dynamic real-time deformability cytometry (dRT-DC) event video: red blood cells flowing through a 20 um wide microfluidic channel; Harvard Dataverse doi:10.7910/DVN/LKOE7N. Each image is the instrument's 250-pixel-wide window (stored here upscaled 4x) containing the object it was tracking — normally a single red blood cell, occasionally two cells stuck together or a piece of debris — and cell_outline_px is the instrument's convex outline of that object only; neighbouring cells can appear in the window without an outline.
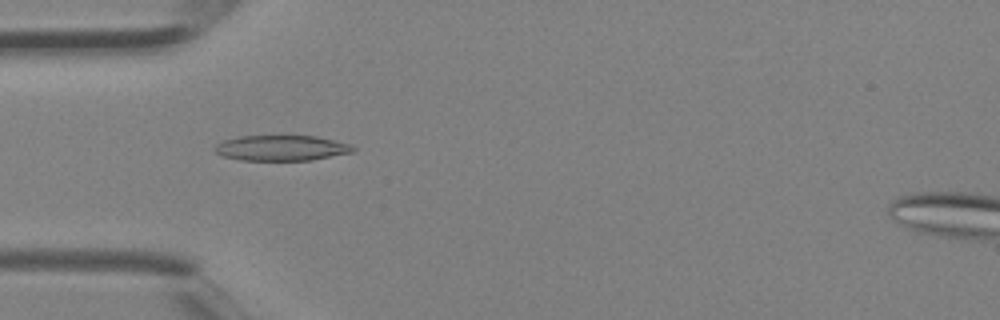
{"species": "Egyptian fruit bat (a non-hibernating species)", "species_latin": "Rousettus aegyptiacus", "temperature_condition": "room temperature", "stored_images_in_passage": 1, "camera_frame_rate_fps": 3000, "um_per_image_px": 0.085, "animal": {"sex": "female"}, "frame": {"image": 1, "passage_image": 1, "time_ms": 0.0, "image_size_px": [1000, 320], "cell_outline_px": [[356, 148], [352, 152], [312, 160], [240, 160], [224, 156], [216, 152], [212, 148], [216, 144], [224, 140], [240, 136], [316, 136], [348, 144]], "centroid_in_image_um": [23.88, 12.58], "position_along_channel_um": 61.1, "area_um2": 20.29}}